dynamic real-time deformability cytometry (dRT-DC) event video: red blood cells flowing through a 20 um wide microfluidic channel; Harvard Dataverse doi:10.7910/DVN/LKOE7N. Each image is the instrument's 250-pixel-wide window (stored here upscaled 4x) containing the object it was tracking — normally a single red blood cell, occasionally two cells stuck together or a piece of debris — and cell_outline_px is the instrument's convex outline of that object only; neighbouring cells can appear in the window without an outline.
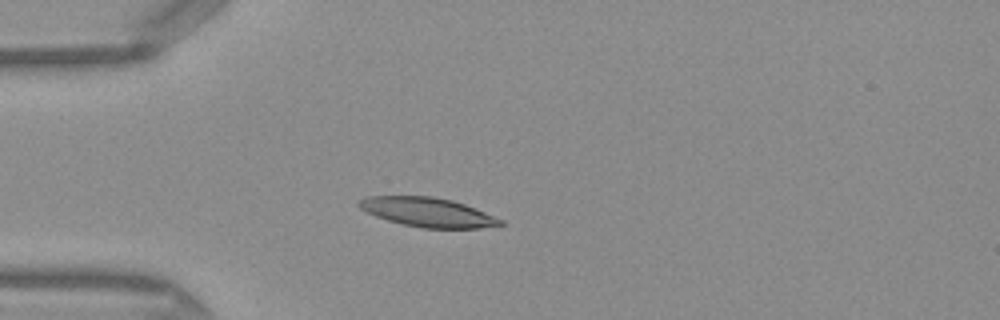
{"species": "Egyptian fruit bat (a non-hibernating species)", "species_latin": "Rousettus aegyptiacus", "temperature_condition": "warm", "stored_images_in_passage": 38, "camera_frame_rate_fps": 3000, "um_per_image_px": 0.085, "frame": {"image": 1, "passage_image": 2, "time_ms": 0.333, "image_size_px": [1000, 320], "cell_outline_px": [[504, 224], [480, 228], [424, 228], [400, 224], [376, 216], [360, 208], [356, 204], [360, 200], [368, 196], [432, 196], [452, 200], [464, 204], [504, 220]], "centroid_in_image_um": [36.35, 18.04], "position_along_channel_um": 48.7, "area_um2": 23.93}}
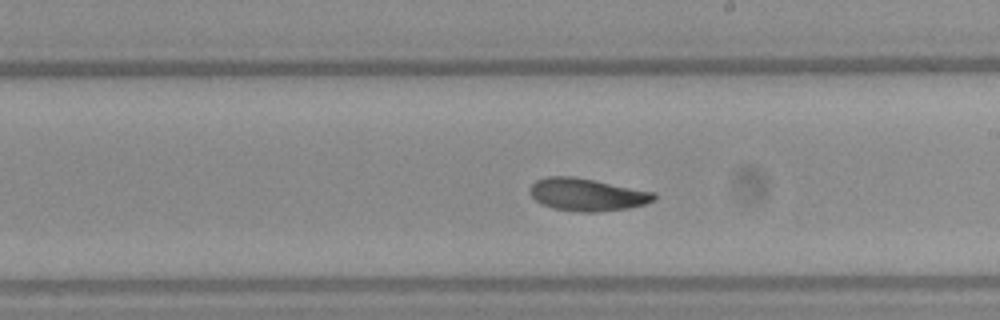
{"frame": {"image": 2, "passage_image": 17, "time_ms": 5.333, "image_size_px": [1000, 320], "cell_outline_px": [[656, 200], [644, 204], [628, 208], [596, 212], [580, 212], [552, 208], [540, 204], [532, 196], [528, 188], [536, 180], [548, 176], [572, 176], [656, 192]], "centroid_in_image_um": [49.89, 16.54], "position_along_channel_um": 239.1, "area_um2": 23.58}}
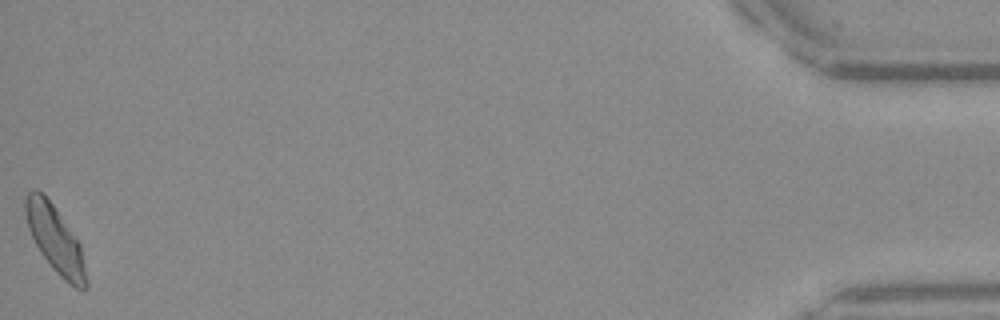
{"frame": {"image": 3, "passage_image": 38, "time_ms": 12.333, "image_size_px": [1000, 320], "cell_outline_px": [[88, 284], [84, 288], [76, 288], [64, 280], [56, 272], [40, 252], [28, 228], [24, 212], [24, 196], [32, 188], [36, 188], [44, 192], [80, 244], [88, 280]], "centroid_in_image_um": [4.66, 20.29], "position_along_channel_um": 430.5, "area_um2": 23.58}, "authors_computed_cell_mechanics": {"area_um2": 23.3801, "velocity_mm_per_s": 4.1025, "shape_relaxation_time_tau1_ms": 4.2122, "shape_relaxation_time_tau2_ms": 4.1406, "deformation_change_tau1": 0.1515, "deformation_change_tau2": 0.0888}}